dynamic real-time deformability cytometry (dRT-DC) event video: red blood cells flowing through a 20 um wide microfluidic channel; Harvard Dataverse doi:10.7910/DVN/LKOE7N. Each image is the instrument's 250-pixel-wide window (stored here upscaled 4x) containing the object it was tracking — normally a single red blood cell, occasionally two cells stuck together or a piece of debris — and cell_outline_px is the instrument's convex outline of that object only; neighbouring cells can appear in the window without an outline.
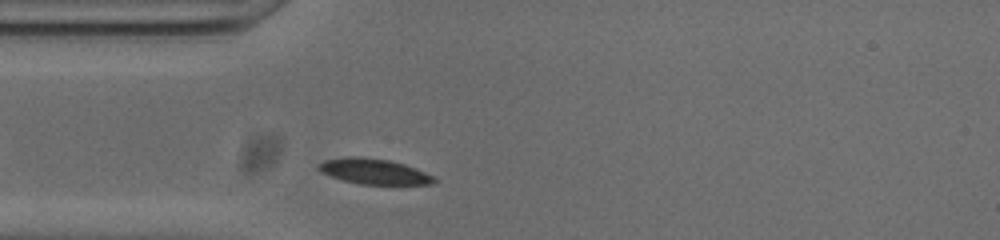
{"species": "common noctule bat (a hibernating species)", "species_latin": "Nyctalus noctula", "temperature_condition": "cold", "stored_images_in_passage": 39, "camera_frame_rate_fps": 3000, "um_per_image_px": 0.085, "animal": {"sex": "male", "body_mass_g": 20.0, "forearm_length_mm": 53.3}, "frame": {"image": 1, "passage_image": 3, "time_ms": 0.667, "image_size_px": [1000, 240], "cell_outline_px": [[436, 180], [432, 184], [360, 184], [344, 180], [320, 172], [316, 168], [316, 164], [324, 160], [352, 156], [388, 160], [404, 164], [416, 168], [432, 176]], "centroid_in_image_um": [31.74, 14.57], "position_along_channel_um": 53.3, "area_um2": 16.88}}
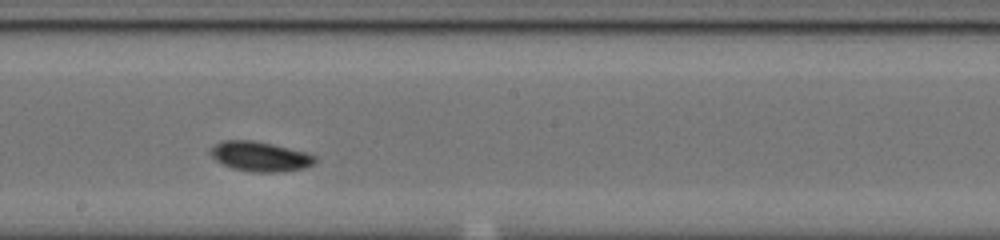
{"frame": {"image": 2, "passage_image": 17, "time_ms": 5.333, "image_size_px": [1000, 240], "cell_outline_px": [[316, 160], [312, 164], [304, 168], [280, 172], [252, 172], [232, 168], [216, 160], [212, 156], [212, 148], [216, 144], [224, 140], [252, 140], [272, 144], [308, 152], [316, 156]], "centroid_in_image_um": [22.15, 13.3], "position_along_channel_um": 226.0, "area_um2": 17.98}}
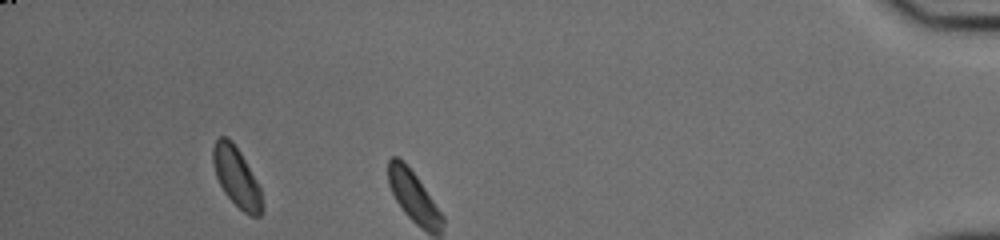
{"frame": {"image": 3, "passage_image": 35, "time_ms": 11.333, "image_size_px": [1000, 240], "cell_outline_px": [[264, 212], [260, 216], [252, 216], [244, 212], [224, 192], [216, 176], [212, 160], [212, 148], [216, 140], [220, 136], [228, 136], [232, 140], [240, 152], [260, 188], [264, 208]], "centroid_in_image_um": [20.1, 15.04], "position_along_channel_um": 415.1, "area_um2": 16.99}, "authors_computed_cell_mechanics": {"area_um2": 17.051, "velocity_mm_per_s": 3.765, "shape_relaxation_time_tau1_ms": 8.5072, "shape_relaxation_time_tau2_ms": null, "deformation_change_tau1": 0.2141, "deformation_change_tau2": null}}